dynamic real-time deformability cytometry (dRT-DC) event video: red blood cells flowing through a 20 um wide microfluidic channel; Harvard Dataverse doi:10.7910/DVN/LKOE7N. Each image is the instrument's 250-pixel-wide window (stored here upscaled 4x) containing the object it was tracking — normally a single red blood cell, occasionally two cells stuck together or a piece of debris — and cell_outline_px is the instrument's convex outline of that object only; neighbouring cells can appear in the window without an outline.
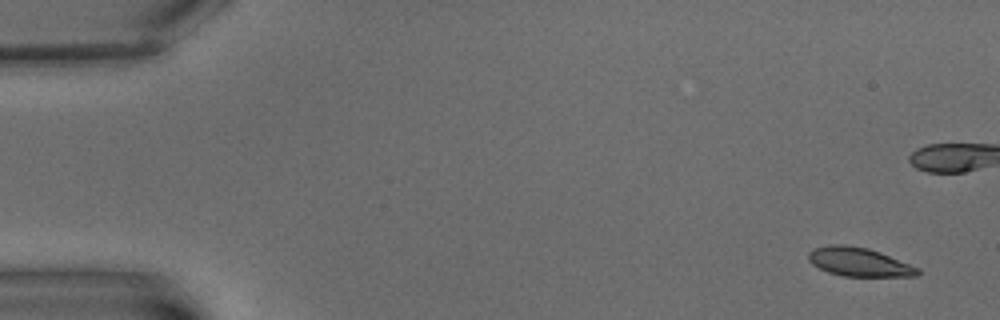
{"species": "common noctule bat (a hibernating species)", "species_latin": "Nyctalus noctula", "temperature_condition": "warm", "stored_images_in_passage": 4, "camera_frame_rate_fps": 3000, "um_per_image_px": 0.085, "animal": {"sex": "male", "body_mass_g": 15.6}, "frame": {"image": 1, "passage_image": 1, "time_ms": 0.0, "image_size_px": [1000, 320], "cell_outline_px": [[920, 272], [916, 276], [844, 276], [828, 272], [812, 264], [808, 260], [808, 252], [812, 248], [828, 244], [844, 244], [868, 248], [880, 252], [920, 268]], "centroid_in_image_um": [72.99, 22.25], "position_along_channel_um": 12.0, "area_um2": 18.38}}